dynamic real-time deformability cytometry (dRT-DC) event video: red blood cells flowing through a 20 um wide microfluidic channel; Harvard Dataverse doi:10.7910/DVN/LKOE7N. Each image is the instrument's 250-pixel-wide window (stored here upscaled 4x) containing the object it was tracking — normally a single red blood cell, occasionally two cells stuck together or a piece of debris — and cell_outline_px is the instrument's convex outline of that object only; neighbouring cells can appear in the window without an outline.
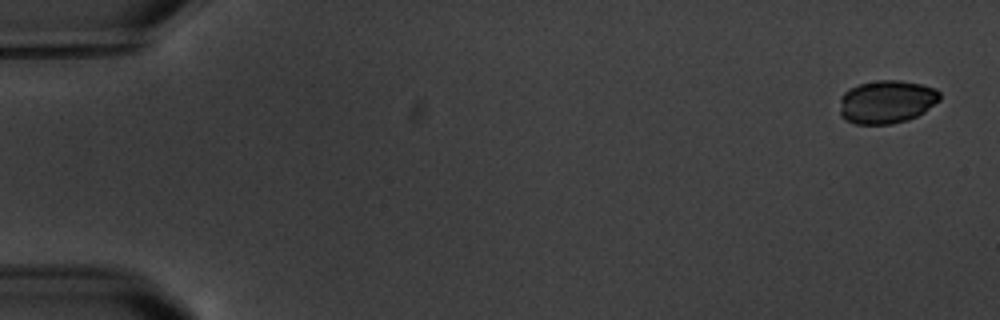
{"species": "common noctule bat (a hibernating species)", "species_latin": "Nyctalus noctula", "temperature_condition": "warm", "stored_images_in_passage": 5, "camera_frame_rate_fps": 3000, "um_per_image_px": 0.085, "animal": {"sex": "male", "body_mass_g": 20.1, "forearm_length_mm": 53.5}, "frame": {"image": 1, "passage_image": 1, "time_ms": 0.0, "image_size_px": [1000, 320], "cell_outline_px": [[940, 100], [924, 112], [908, 120], [892, 124], [856, 124], [844, 120], [840, 116], [840, 96], [844, 92], [860, 84], [876, 80], [900, 80], [920, 84], [936, 88], [940, 92]], "centroid_in_image_um": [75.36, 8.66], "position_along_channel_um": 9.6, "area_um2": 25.37}}
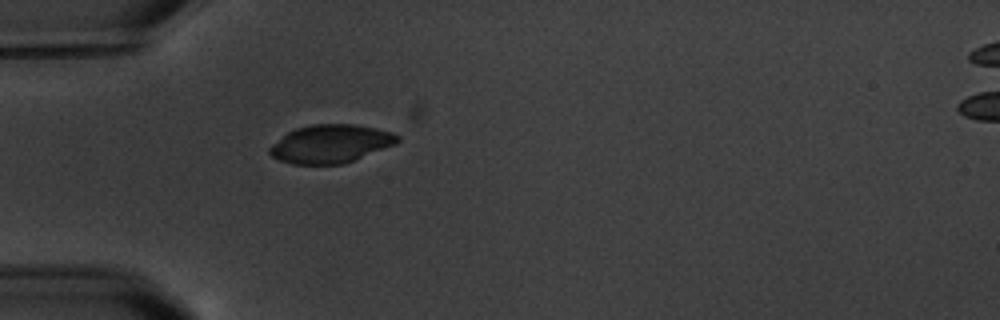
{"frame": {"image": 2, "passage_image": 5, "time_ms": 5.333, "image_size_px": [1000, 320], "cell_outline_px": [[400, 140], [396, 144], [344, 164], [292, 164], [280, 160], [272, 156], [268, 152], [268, 148], [272, 144], [288, 132], [296, 128], [312, 124], [352, 124], [376, 128], [392, 132], [400, 136]], "centroid_in_image_um": [28.12, 12.22], "position_along_channel_um": 56.9, "area_um2": 28.5}}